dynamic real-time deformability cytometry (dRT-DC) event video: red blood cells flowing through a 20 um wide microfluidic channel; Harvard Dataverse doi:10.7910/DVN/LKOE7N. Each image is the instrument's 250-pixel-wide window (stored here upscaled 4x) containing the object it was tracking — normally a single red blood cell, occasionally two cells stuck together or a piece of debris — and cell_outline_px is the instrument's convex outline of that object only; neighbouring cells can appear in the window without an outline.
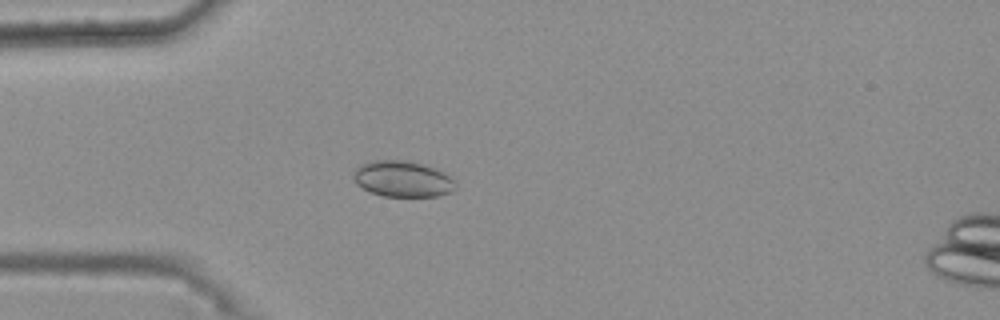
{"species": "common noctule bat (a hibernating species)", "species_latin": "Nyctalus noctula", "temperature_condition": "warm", "stored_images_in_passage": 38, "camera_frame_rate_fps": 3000, "um_per_image_px": 0.085, "animal": {"sex": "female", "body_mass_g": 25.1}, "frame": {"image": 1, "passage_image": 6, "time_ms": 1.667, "image_size_px": [1000, 320], "cell_outline_px": [[456, 188], [452, 192], [436, 196], [384, 196], [368, 192], [356, 184], [352, 176], [352, 172], [360, 164], [372, 160], [404, 160], [424, 164], [444, 172], [456, 184]], "centroid_in_image_um": [34.17, 15.2], "position_along_channel_um": 50.8, "area_um2": 21.62}}
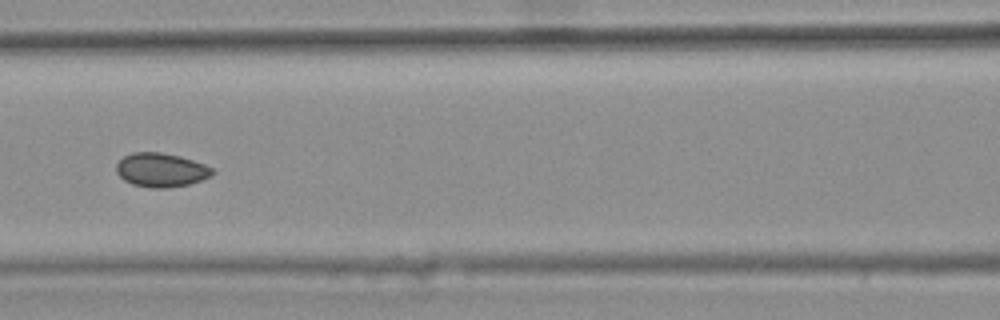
{"frame": {"image": 2, "passage_image": 15, "time_ms": 4.667, "image_size_px": [1000, 320], "cell_outline_px": [[216, 172], [212, 176], [188, 184], [168, 188], [152, 188], [132, 184], [124, 180], [116, 172], [116, 164], [124, 156], [132, 152], [160, 152], [180, 156], [204, 164], [212, 168]], "centroid_in_image_um": [13.69, 14.45], "position_along_channel_um": 152.9, "area_um2": 19.02}}
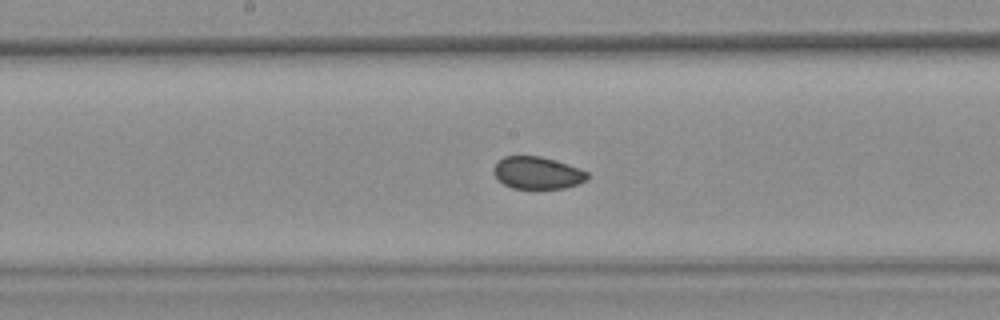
{"frame": {"image": 3, "passage_image": 19, "time_ms": 6.0, "image_size_px": [1000, 320], "cell_outline_px": [[588, 176], [584, 180], [576, 184], [564, 188], [512, 188], [504, 184], [492, 172], [492, 168], [504, 156], [540, 156], [568, 164], [580, 168], [588, 172]], "centroid_in_image_um": [45.66, 14.68], "position_along_channel_um": 202.5, "area_um2": 17.4}, "authors_computed_cell_mechanics": {"area_um2": 18.7272, "velocity_mm_per_s": 3.7369, "shape_relaxation_time_tau1_ms": null, "shape_relaxation_time_tau2_ms": 1.1061, "deformation_change_tau1": null, "deformation_change_tau2": 0.0343}}